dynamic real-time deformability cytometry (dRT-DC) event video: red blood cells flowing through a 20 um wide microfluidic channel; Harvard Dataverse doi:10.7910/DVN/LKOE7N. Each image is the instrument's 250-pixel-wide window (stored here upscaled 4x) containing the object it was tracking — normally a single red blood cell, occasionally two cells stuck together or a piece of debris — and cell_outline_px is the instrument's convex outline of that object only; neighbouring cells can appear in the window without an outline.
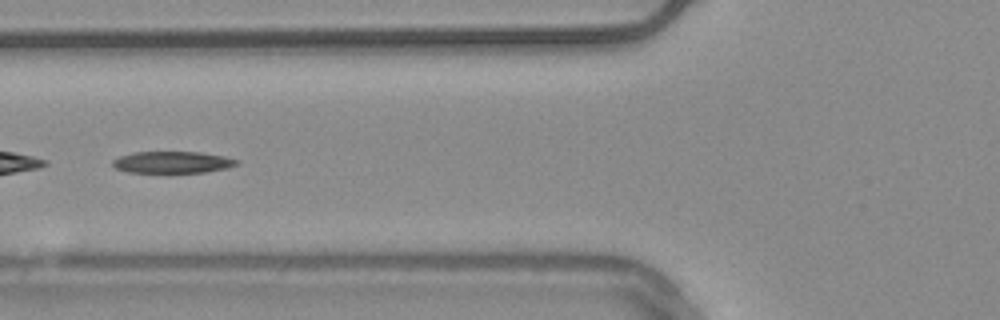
{"species": "common noctule bat (a hibernating species)", "species_latin": "Nyctalus noctula", "temperature_condition": "warm", "stored_images_in_passage": 48, "camera_frame_rate_fps": 3000, "um_per_image_px": 0.085, "animal": {"sex": "male", "body_mass_g": 20.4}, "frame": {"image": 1, "passage_image": 16, "time_ms": 5.0, "image_size_px": [1000, 320], "cell_outline_px": [[240, 164], [228, 168], [204, 172], [128, 172], [116, 168], [112, 164], [112, 160], [120, 156], [132, 152], [200, 152], [224, 156], [240, 160]], "centroid_in_image_um": [14.7, 13.78], "position_along_channel_um": 111.1, "area_um2": 15.72}, "authors_computed_cell_mechanics": {"area_um2": 17.1955, "velocity_mm_per_s": 3.7622, "shape_relaxation_time_tau1_ms": 11.1078, "shape_relaxation_time_tau2_ms": null, "deformation_change_tau1": 0.2252, "deformation_change_tau2": null}}